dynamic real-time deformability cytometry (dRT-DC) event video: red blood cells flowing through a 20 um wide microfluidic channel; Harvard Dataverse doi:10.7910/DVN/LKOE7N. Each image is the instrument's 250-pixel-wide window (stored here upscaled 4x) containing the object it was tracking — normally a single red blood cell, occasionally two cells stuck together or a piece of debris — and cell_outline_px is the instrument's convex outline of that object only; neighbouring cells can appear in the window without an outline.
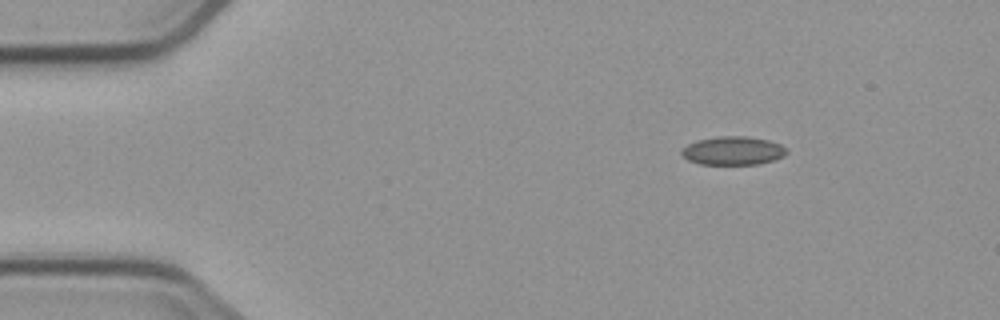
{"species": "common noctule bat (a hibernating species)", "species_latin": "Nyctalus noctula", "temperature_condition": "cold", "stored_images_in_passage": 4, "segment_of_instrument_passage": [1, 2], "camera_frame_rate_fps": 3000, "um_per_image_px": 0.085, "animal": {"sex": "male", "body_mass_g": 23.1, "forearm_length_mm": 52.7}, "frame": {"image": 1, "passage_image": 1, "time_ms": 0.0, "image_size_px": [1000, 320], "cell_outline_px": [[788, 152], [784, 156], [772, 160], [756, 164], [700, 164], [688, 160], [680, 152], [688, 144], [696, 140], [716, 136], [748, 136], [768, 140], [780, 144]], "centroid_in_image_um": [62.29, 12.8], "position_along_channel_um": 22.7, "area_um2": 17.34}}
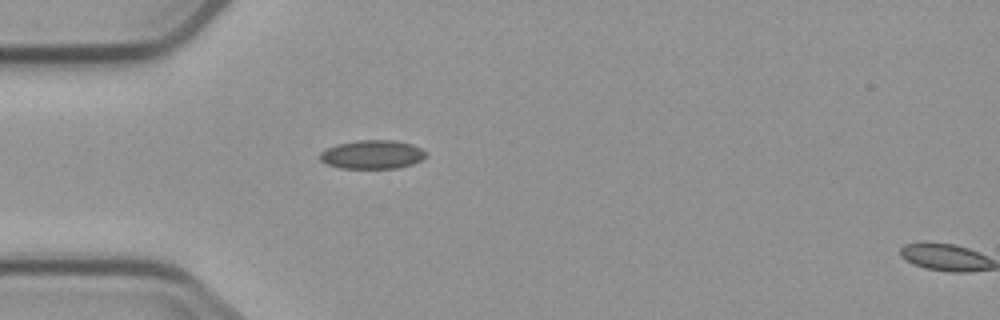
{"frame": {"image": 2, "passage_image": 3, "time_ms": 2.667, "image_size_px": [1000, 320], "cell_outline_px": [[428, 152], [420, 160], [412, 164], [396, 168], [340, 168], [328, 164], [320, 160], [320, 152], [336, 144], [356, 140], [392, 140], [412, 144]], "centroid_in_image_um": [31.63, 13.12], "position_along_channel_um": 53.4, "area_um2": 17.63}}